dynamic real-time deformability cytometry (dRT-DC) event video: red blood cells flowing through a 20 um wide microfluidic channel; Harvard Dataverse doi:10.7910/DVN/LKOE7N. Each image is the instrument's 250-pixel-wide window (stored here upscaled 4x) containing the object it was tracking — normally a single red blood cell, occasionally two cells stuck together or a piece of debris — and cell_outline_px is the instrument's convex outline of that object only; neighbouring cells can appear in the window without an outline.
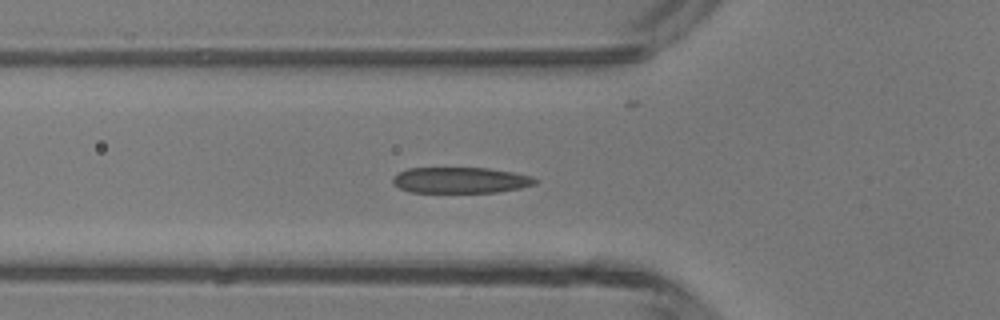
{"species": "common noctule bat (a hibernating species)", "species_latin": "Nyctalus noctula", "temperature_condition": "room temperature", "stored_images_in_passage": 34, "segment_of_instrument_passage": [1, 2], "camera_frame_rate_fps": 3000, "um_per_image_px": 0.085, "animal": {"sex": "male", "body_mass_g": 13.3}, "frame": {"image": 1, "passage_image": 2, "time_ms": 0.333, "image_size_px": [1000, 320], "cell_outline_px": [[540, 180], [536, 184], [520, 188], [496, 192], [412, 192], [400, 188], [392, 184], [392, 176], [408, 168], [488, 168], [512, 172], [532, 176]], "centroid_in_image_um": [39.15, 15.31], "position_along_channel_um": 86.7, "area_um2": 21.56}}
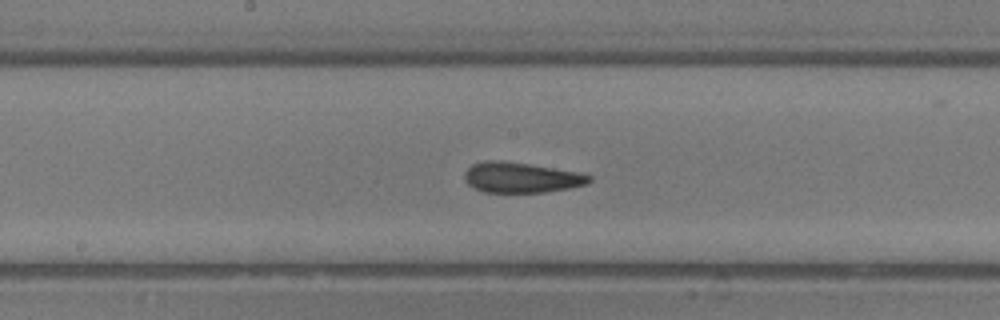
{"frame": {"image": 2, "passage_image": 10, "time_ms": 3.0, "image_size_px": [1000, 320], "cell_outline_px": [[592, 180], [588, 184], [548, 192], [484, 192], [472, 188], [464, 180], [464, 172], [472, 164], [484, 160], [500, 160], [528, 164], [576, 172], [592, 176]], "centroid_in_image_um": [44.25, 15.09], "position_along_channel_um": 203.9, "area_um2": 22.08}}
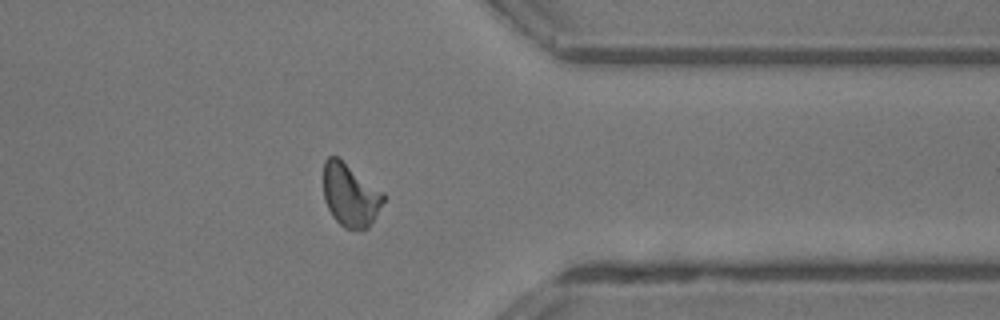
{"frame": {"image": 3, "passage_image": 23, "time_ms": 7.333, "image_size_px": [1000, 320], "cell_outline_px": [[384, 200], [368, 228], [344, 228], [332, 216], [324, 200], [324, 160], [328, 156], [336, 156], [384, 192]], "centroid_in_image_um": [29.75, 16.57], "position_along_channel_um": 381.6, "area_um2": 21.62}}